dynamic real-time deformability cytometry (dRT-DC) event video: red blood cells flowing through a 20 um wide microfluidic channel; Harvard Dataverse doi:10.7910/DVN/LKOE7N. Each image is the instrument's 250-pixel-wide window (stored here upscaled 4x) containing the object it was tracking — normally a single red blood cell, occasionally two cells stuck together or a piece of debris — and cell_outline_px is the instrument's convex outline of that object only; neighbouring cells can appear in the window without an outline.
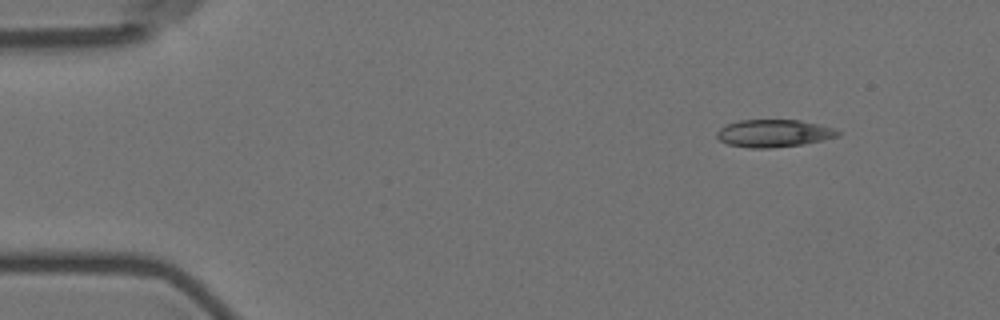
{"species": "Egyptian fruit bat (a non-hibernating species)", "species_latin": "Rousettus aegyptiacus", "temperature_condition": "room temperature", "stored_images_in_passage": 4, "camera_frame_rate_fps": 3000, "um_per_image_px": 0.085, "animal": {"sex": "female"}, "frame": {"image": 1, "passage_image": 1, "time_ms": 0.0, "image_size_px": [1000, 320], "cell_outline_px": [[840, 136], [824, 140], [800, 144], [772, 148], [748, 148], [728, 144], [720, 140], [716, 136], [716, 132], [720, 128], [728, 124], [740, 120], [800, 120], [820, 124], [832, 128], [840, 132]], "centroid_in_image_um": [65.77, 11.33], "position_along_channel_um": 19.2, "area_um2": 19.36}}
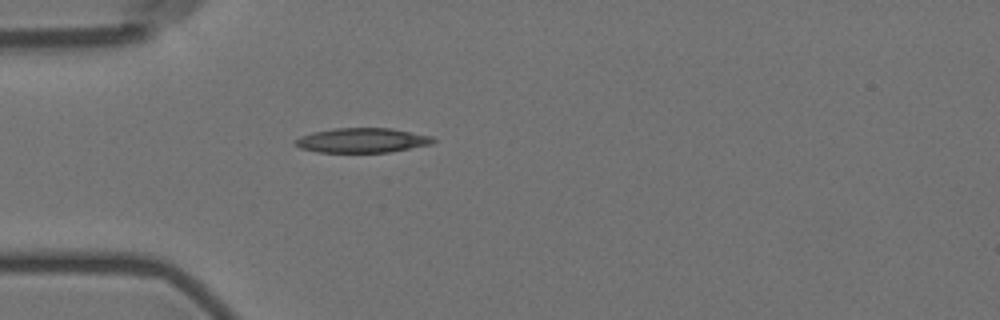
{"frame": {"image": 2, "passage_image": 4, "time_ms": 3.333, "image_size_px": [1000, 320], "cell_outline_px": [[436, 140], [432, 144], [388, 152], [316, 152], [300, 148], [292, 144], [292, 140], [300, 136], [312, 132], [336, 128], [392, 128], [432, 136]], "centroid_in_image_um": [30.73, 11.92], "position_along_channel_um": 54.3, "area_um2": 19.94}}